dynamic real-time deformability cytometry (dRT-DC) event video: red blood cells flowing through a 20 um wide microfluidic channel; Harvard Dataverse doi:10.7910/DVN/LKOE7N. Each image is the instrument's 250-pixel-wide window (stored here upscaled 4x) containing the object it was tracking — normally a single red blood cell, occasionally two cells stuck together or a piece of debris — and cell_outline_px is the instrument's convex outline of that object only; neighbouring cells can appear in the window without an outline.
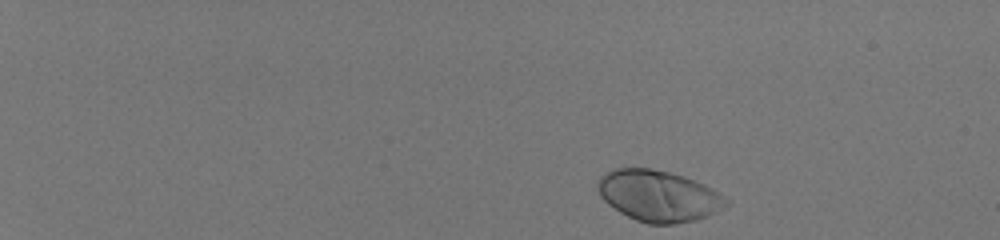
{"species": "human", "species_latin": "Homo sapiens", "temperature_condition": "room temperature", "stored_images_in_passage": 45, "camera_frame_rate_fps": 3000, "um_per_image_px": 0.085, "donor": {"sex": "male"}, "frame": {"image": 1, "passage_image": 1, "time_ms": 0.0, "image_size_px": [1000, 240], "cell_outline_px": [[728, 204], [716, 212], [708, 216], [696, 220], [672, 224], [648, 224], [636, 220], [620, 212], [608, 204], [600, 196], [596, 184], [600, 176], [612, 168], [652, 168], [684, 176], [704, 184], [712, 188], [724, 196], [728, 200]], "centroid_in_image_um": [55.96, 16.64], "position_along_channel_um": 29.0, "area_um2": 38.38}}
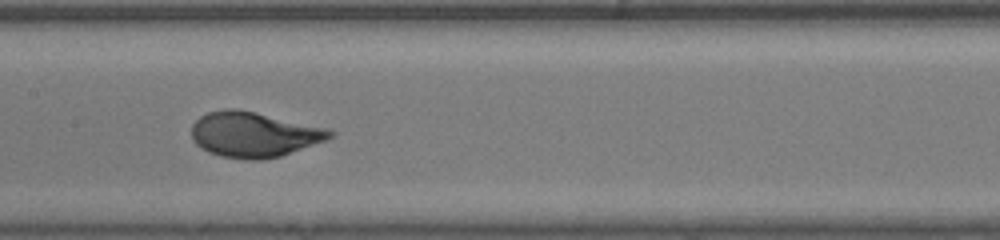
{"frame": {"image": 2, "passage_image": 24, "time_ms": 7.667, "image_size_px": [1000, 240], "cell_outline_px": [[336, 132], [328, 140], [280, 156], [260, 160], [248, 160], [220, 156], [208, 152], [200, 148], [192, 140], [192, 124], [200, 116], [208, 112], [224, 108], [236, 108], [328, 128]], "centroid_in_image_um": [21.57, 11.43], "position_along_channel_um": 185.8, "area_um2": 36.65}}
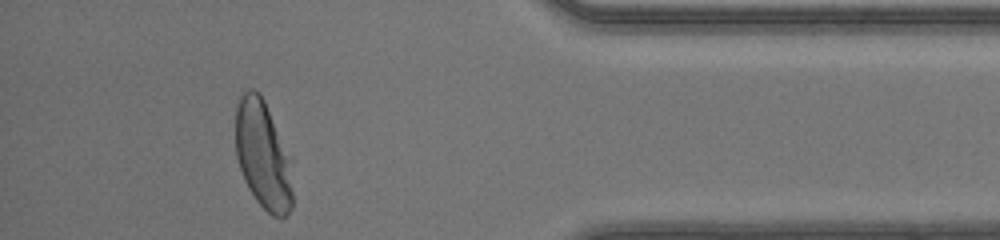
{"frame": {"image": 3, "passage_image": 42, "time_ms": 13.667, "image_size_px": [1000, 240], "cell_outline_px": [[292, 208], [284, 216], [272, 216], [256, 200], [248, 188], [244, 180], [236, 156], [236, 108], [240, 96], [248, 88], [252, 88], [260, 92], [292, 156]], "centroid_in_image_um": [22.38, 13.15], "position_along_channel_um": 412.8, "area_um2": 36.59}, "authors_computed_cell_mechanics": {"area_um2": 35.8938, "velocity_mm_per_s": 4.1412, "shape_relaxation_time_tau1_ms": 2.5595, "shape_relaxation_time_tau2_ms": null, "deformation_change_tau1": 0.1696, "deformation_change_tau2": null}}